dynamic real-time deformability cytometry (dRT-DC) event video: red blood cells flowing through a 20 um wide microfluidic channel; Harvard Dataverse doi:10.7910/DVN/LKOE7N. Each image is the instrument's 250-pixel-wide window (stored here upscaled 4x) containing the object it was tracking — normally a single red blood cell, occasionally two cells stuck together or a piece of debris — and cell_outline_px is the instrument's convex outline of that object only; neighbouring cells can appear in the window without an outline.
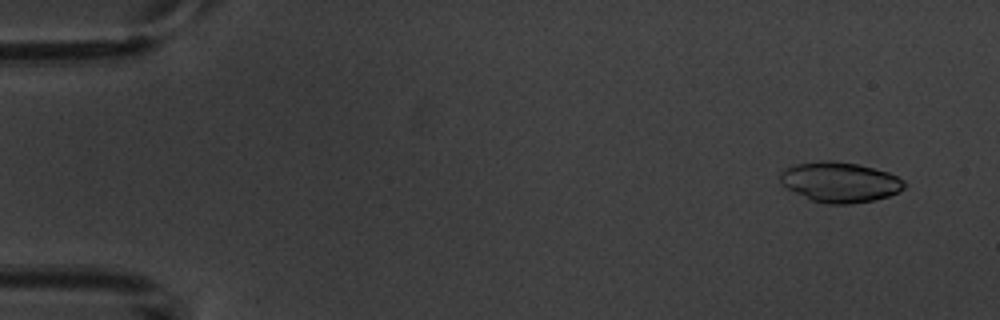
{"species": "common noctule bat (a hibernating species)", "species_latin": "Nyctalus noctula", "temperature_condition": "warm", "stored_images_in_passage": 4, "camera_frame_rate_fps": 3000, "um_per_image_px": 0.085, "animal": {"sex": "male", "body_mass_g": 20.1, "forearm_length_mm": 53.5}, "frame": {"image": 1, "passage_image": 1, "time_ms": 0.0, "image_size_px": [1000, 320], "cell_outline_px": [[904, 188], [888, 196], [872, 200], [852, 204], [828, 204], [812, 200], [780, 184], [780, 172], [796, 164], [820, 160], [836, 160], [856, 164], [888, 172], [904, 180]], "centroid_in_image_um": [71.38, 15.47], "position_along_channel_um": 13.6, "area_um2": 28.78}}